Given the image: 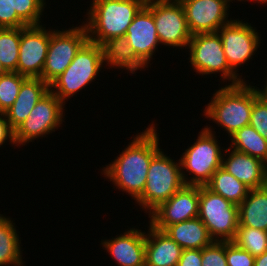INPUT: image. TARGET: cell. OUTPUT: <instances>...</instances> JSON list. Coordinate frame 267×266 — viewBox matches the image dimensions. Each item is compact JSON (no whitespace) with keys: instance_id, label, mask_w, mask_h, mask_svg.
<instances>
[{"instance_id":"cell-1","label":"cell","mask_w":267,"mask_h":266,"mask_svg":"<svg viewBox=\"0 0 267 266\" xmlns=\"http://www.w3.org/2000/svg\"><path fill=\"white\" fill-rule=\"evenodd\" d=\"M153 123L136 135L119 157L103 170L118 189L128 193L137 200L145 188L148 168L152 158L162 149L159 148V138Z\"/></svg>"},{"instance_id":"cell-2","label":"cell","mask_w":267,"mask_h":266,"mask_svg":"<svg viewBox=\"0 0 267 266\" xmlns=\"http://www.w3.org/2000/svg\"><path fill=\"white\" fill-rule=\"evenodd\" d=\"M224 86L213 94L204 109V116L222 126L231 136L250 124L253 103L261 94L258 87L255 89V86L248 85L246 81Z\"/></svg>"},{"instance_id":"cell-3","label":"cell","mask_w":267,"mask_h":266,"mask_svg":"<svg viewBox=\"0 0 267 266\" xmlns=\"http://www.w3.org/2000/svg\"><path fill=\"white\" fill-rule=\"evenodd\" d=\"M86 24L88 40L102 45L113 37L125 36L146 0H93Z\"/></svg>"},{"instance_id":"cell-4","label":"cell","mask_w":267,"mask_h":266,"mask_svg":"<svg viewBox=\"0 0 267 266\" xmlns=\"http://www.w3.org/2000/svg\"><path fill=\"white\" fill-rule=\"evenodd\" d=\"M103 63L102 46L88 40L65 71L49 84L50 91L65 105L67 98L95 80Z\"/></svg>"},{"instance_id":"cell-5","label":"cell","mask_w":267,"mask_h":266,"mask_svg":"<svg viewBox=\"0 0 267 266\" xmlns=\"http://www.w3.org/2000/svg\"><path fill=\"white\" fill-rule=\"evenodd\" d=\"M184 185L180 161H173L160 150L150 162L145 188L136 201L150 215Z\"/></svg>"},{"instance_id":"cell-6","label":"cell","mask_w":267,"mask_h":266,"mask_svg":"<svg viewBox=\"0 0 267 266\" xmlns=\"http://www.w3.org/2000/svg\"><path fill=\"white\" fill-rule=\"evenodd\" d=\"M211 126H206L199 132L196 142L185 150L180 161L182 178L185 185L205 186L211 179L213 173L221 167L222 149L214 136ZM185 169L190 175L188 179Z\"/></svg>"},{"instance_id":"cell-7","label":"cell","mask_w":267,"mask_h":266,"mask_svg":"<svg viewBox=\"0 0 267 266\" xmlns=\"http://www.w3.org/2000/svg\"><path fill=\"white\" fill-rule=\"evenodd\" d=\"M198 218L214 241L229 242L235 238L239 226L238 206L206 186H199Z\"/></svg>"},{"instance_id":"cell-8","label":"cell","mask_w":267,"mask_h":266,"mask_svg":"<svg viewBox=\"0 0 267 266\" xmlns=\"http://www.w3.org/2000/svg\"><path fill=\"white\" fill-rule=\"evenodd\" d=\"M187 47L190 50L189 62L196 73L207 75L221 72V78L231 81L230 85L244 82L242 76L229 67L218 32L194 34Z\"/></svg>"},{"instance_id":"cell-9","label":"cell","mask_w":267,"mask_h":266,"mask_svg":"<svg viewBox=\"0 0 267 266\" xmlns=\"http://www.w3.org/2000/svg\"><path fill=\"white\" fill-rule=\"evenodd\" d=\"M152 12L160 44L187 47L192 37L180 0H146Z\"/></svg>"},{"instance_id":"cell-10","label":"cell","mask_w":267,"mask_h":266,"mask_svg":"<svg viewBox=\"0 0 267 266\" xmlns=\"http://www.w3.org/2000/svg\"><path fill=\"white\" fill-rule=\"evenodd\" d=\"M88 41L85 25L66 29L51 30L48 53L42 71V79L50 84L71 64L79 49Z\"/></svg>"},{"instance_id":"cell-11","label":"cell","mask_w":267,"mask_h":266,"mask_svg":"<svg viewBox=\"0 0 267 266\" xmlns=\"http://www.w3.org/2000/svg\"><path fill=\"white\" fill-rule=\"evenodd\" d=\"M64 104L49 91L31 110L29 116L14 131L16 146L30 143L36 138L46 137L62 124Z\"/></svg>"},{"instance_id":"cell-12","label":"cell","mask_w":267,"mask_h":266,"mask_svg":"<svg viewBox=\"0 0 267 266\" xmlns=\"http://www.w3.org/2000/svg\"><path fill=\"white\" fill-rule=\"evenodd\" d=\"M217 32L221 37L229 67L238 74L237 67L252 59L260 45L258 32L248 22L237 19H230V22L221 26Z\"/></svg>"},{"instance_id":"cell-13","label":"cell","mask_w":267,"mask_h":266,"mask_svg":"<svg viewBox=\"0 0 267 266\" xmlns=\"http://www.w3.org/2000/svg\"><path fill=\"white\" fill-rule=\"evenodd\" d=\"M50 30L42 25L21 28L17 73L30 78H41L48 53Z\"/></svg>"},{"instance_id":"cell-14","label":"cell","mask_w":267,"mask_h":266,"mask_svg":"<svg viewBox=\"0 0 267 266\" xmlns=\"http://www.w3.org/2000/svg\"><path fill=\"white\" fill-rule=\"evenodd\" d=\"M199 186L184 185L150 215V223L158 230L198 217Z\"/></svg>"},{"instance_id":"cell-15","label":"cell","mask_w":267,"mask_h":266,"mask_svg":"<svg viewBox=\"0 0 267 266\" xmlns=\"http://www.w3.org/2000/svg\"><path fill=\"white\" fill-rule=\"evenodd\" d=\"M233 1V0H232ZM192 35L215 33L229 23L231 0H180Z\"/></svg>"},{"instance_id":"cell-16","label":"cell","mask_w":267,"mask_h":266,"mask_svg":"<svg viewBox=\"0 0 267 266\" xmlns=\"http://www.w3.org/2000/svg\"><path fill=\"white\" fill-rule=\"evenodd\" d=\"M125 36L136 56L148 66L160 41L153 14L145 5L135 15Z\"/></svg>"},{"instance_id":"cell-17","label":"cell","mask_w":267,"mask_h":266,"mask_svg":"<svg viewBox=\"0 0 267 266\" xmlns=\"http://www.w3.org/2000/svg\"><path fill=\"white\" fill-rule=\"evenodd\" d=\"M225 152H229V154H224L229 157L227 156L225 159L222 157L221 167L224 170L243 182L250 190L267 185V164L265 162L230 147L226 148Z\"/></svg>"},{"instance_id":"cell-18","label":"cell","mask_w":267,"mask_h":266,"mask_svg":"<svg viewBox=\"0 0 267 266\" xmlns=\"http://www.w3.org/2000/svg\"><path fill=\"white\" fill-rule=\"evenodd\" d=\"M101 243L118 266H145V232L130 228L124 234Z\"/></svg>"},{"instance_id":"cell-19","label":"cell","mask_w":267,"mask_h":266,"mask_svg":"<svg viewBox=\"0 0 267 266\" xmlns=\"http://www.w3.org/2000/svg\"><path fill=\"white\" fill-rule=\"evenodd\" d=\"M50 91L41 78L28 77L21 85L13 105L5 112L10 127L15 131L26 120L37 102Z\"/></svg>"},{"instance_id":"cell-20","label":"cell","mask_w":267,"mask_h":266,"mask_svg":"<svg viewBox=\"0 0 267 266\" xmlns=\"http://www.w3.org/2000/svg\"><path fill=\"white\" fill-rule=\"evenodd\" d=\"M183 248L151 224L146 235L145 266H177Z\"/></svg>"},{"instance_id":"cell-21","label":"cell","mask_w":267,"mask_h":266,"mask_svg":"<svg viewBox=\"0 0 267 266\" xmlns=\"http://www.w3.org/2000/svg\"><path fill=\"white\" fill-rule=\"evenodd\" d=\"M163 231L183 250L203 249L214 242L207 227L198 217L172 224Z\"/></svg>"},{"instance_id":"cell-22","label":"cell","mask_w":267,"mask_h":266,"mask_svg":"<svg viewBox=\"0 0 267 266\" xmlns=\"http://www.w3.org/2000/svg\"><path fill=\"white\" fill-rule=\"evenodd\" d=\"M238 217L240 226L267 231V185L249 190L238 206Z\"/></svg>"},{"instance_id":"cell-23","label":"cell","mask_w":267,"mask_h":266,"mask_svg":"<svg viewBox=\"0 0 267 266\" xmlns=\"http://www.w3.org/2000/svg\"><path fill=\"white\" fill-rule=\"evenodd\" d=\"M101 46L104 62H107L112 67L126 68L132 74L136 70L146 67L136 56L126 36L113 37L105 41Z\"/></svg>"},{"instance_id":"cell-24","label":"cell","mask_w":267,"mask_h":266,"mask_svg":"<svg viewBox=\"0 0 267 266\" xmlns=\"http://www.w3.org/2000/svg\"><path fill=\"white\" fill-rule=\"evenodd\" d=\"M205 186L237 206L247 197L250 190L243 182L222 167L213 173Z\"/></svg>"},{"instance_id":"cell-25","label":"cell","mask_w":267,"mask_h":266,"mask_svg":"<svg viewBox=\"0 0 267 266\" xmlns=\"http://www.w3.org/2000/svg\"><path fill=\"white\" fill-rule=\"evenodd\" d=\"M19 241L15 223L0 214V266H23Z\"/></svg>"},{"instance_id":"cell-26","label":"cell","mask_w":267,"mask_h":266,"mask_svg":"<svg viewBox=\"0 0 267 266\" xmlns=\"http://www.w3.org/2000/svg\"><path fill=\"white\" fill-rule=\"evenodd\" d=\"M230 137V148L259 158L267 164V140L252 126L242 127Z\"/></svg>"},{"instance_id":"cell-27","label":"cell","mask_w":267,"mask_h":266,"mask_svg":"<svg viewBox=\"0 0 267 266\" xmlns=\"http://www.w3.org/2000/svg\"><path fill=\"white\" fill-rule=\"evenodd\" d=\"M21 28H0V62L9 72H17Z\"/></svg>"},{"instance_id":"cell-28","label":"cell","mask_w":267,"mask_h":266,"mask_svg":"<svg viewBox=\"0 0 267 266\" xmlns=\"http://www.w3.org/2000/svg\"><path fill=\"white\" fill-rule=\"evenodd\" d=\"M232 242L257 257L267 251V231L239 225Z\"/></svg>"},{"instance_id":"cell-29","label":"cell","mask_w":267,"mask_h":266,"mask_svg":"<svg viewBox=\"0 0 267 266\" xmlns=\"http://www.w3.org/2000/svg\"><path fill=\"white\" fill-rule=\"evenodd\" d=\"M28 77L7 71L0 76V112L5 113L16 100L22 83Z\"/></svg>"},{"instance_id":"cell-30","label":"cell","mask_w":267,"mask_h":266,"mask_svg":"<svg viewBox=\"0 0 267 266\" xmlns=\"http://www.w3.org/2000/svg\"><path fill=\"white\" fill-rule=\"evenodd\" d=\"M44 1L45 0H11L12 13H17L27 25H40V18L45 8Z\"/></svg>"},{"instance_id":"cell-31","label":"cell","mask_w":267,"mask_h":266,"mask_svg":"<svg viewBox=\"0 0 267 266\" xmlns=\"http://www.w3.org/2000/svg\"><path fill=\"white\" fill-rule=\"evenodd\" d=\"M249 125L267 140V100L262 95L253 103Z\"/></svg>"},{"instance_id":"cell-32","label":"cell","mask_w":267,"mask_h":266,"mask_svg":"<svg viewBox=\"0 0 267 266\" xmlns=\"http://www.w3.org/2000/svg\"><path fill=\"white\" fill-rule=\"evenodd\" d=\"M202 266H228L226 242L214 241L202 249Z\"/></svg>"},{"instance_id":"cell-33","label":"cell","mask_w":267,"mask_h":266,"mask_svg":"<svg viewBox=\"0 0 267 266\" xmlns=\"http://www.w3.org/2000/svg\"><path fill=\"white\" fill-rule=\"evenodd\" d=\"M226 261L228 266H254L255 257L229 241L226 242Z\"/></svg>"},{"instance_id":"cell-34","label":"cell","mask_w":267,"mask_h":266,"mask_svg":"<svg viewBox=\"0 0 267 266\" xmlns=\"http://www.w3.org/2000/svg\"><path fill=\"white\" fill-rule=\"evenodd\" d=\"M28 26L17 13H12L11 0H0V28H22Z\"/></svg>"},{"instance_id":"cell-35","label":"cell","mask_w":267,"mask_h":266,"mask_svg":"<svg viewBox=\"0 0 267 266\" xmlns=\"http://www.w3.org/2000/svg\"><path fill=\"white\" fill-rule=\"evenodd\" d=\"M202 249H185L182 251L177 266H202Z\"/></svg>"},{"instance_id":"cell-36","label":"cell","mask_w":267,"mask_h":266,"mask_svg":"<svg viewBox=\"0 0 267 266\" xmlns=\"http://www.w3.org/2000/svg\"><path fill=\"white\" fill-rule=\"evenodd\" d=\"M9 138L11 144H15L14 130L10 127L6 114L0 112V147Z\"/></svg>"},{"instance_id":"cell-37","label":"cell","mask_w":267,"mask_h":266,"mask_svg":"<svg viewBox=\"0 0 267 266\" xmlns=\"http://www.w3.org/2000/svg\"><path fill=\"white\" fill-rule=\"evenodd\" d=\"M254 266H267V251L255 257Z\"/></svg>"},{"instance_id":"cell-38","label":"cell","mask_w":267,"mask_h":266,"mask_svg":"<svg viewBox=\"0 0 267 266\" xmlns=\"http://www.w3.org/2000/svg\"><path fill=\"white\" fill-rule=\"evenodd\" d=\"M260 94L267 100V81H266V85H264V89L261 90L259 89Z\"/></svg>"},{"instance_id":"cell-39","label":"cell","mask_w":267,"mask_h":266,"mask_svg":"<svg viewBox=\"0 0 267 266\" xmlns=\"http://www.w3.org/2000/svg\"><path fill=\"white\" fill-rule=\"evenodd\" d=\"M7 71L4 69V67L2 66L1 62H0V76H2L4 73H6Z\"/></svg>"},{"instance_id":"cell-40","label":"cell","mask_w":267,"mask_h":266,"mask_svg":"<svg viewBox=\"0 0 267 266\" xmlns=\"http://www.w3.org/2000/svg\"><path fill=\"white\" fill-rule=\"evenodd\" d=\"M235 1V0H234ZM238 1H243V0H238ZM246 1V0H245ZM256 2L258 1V3H262V4H265L267 3V0H255Z\"/></svg>"}]
</instances>
